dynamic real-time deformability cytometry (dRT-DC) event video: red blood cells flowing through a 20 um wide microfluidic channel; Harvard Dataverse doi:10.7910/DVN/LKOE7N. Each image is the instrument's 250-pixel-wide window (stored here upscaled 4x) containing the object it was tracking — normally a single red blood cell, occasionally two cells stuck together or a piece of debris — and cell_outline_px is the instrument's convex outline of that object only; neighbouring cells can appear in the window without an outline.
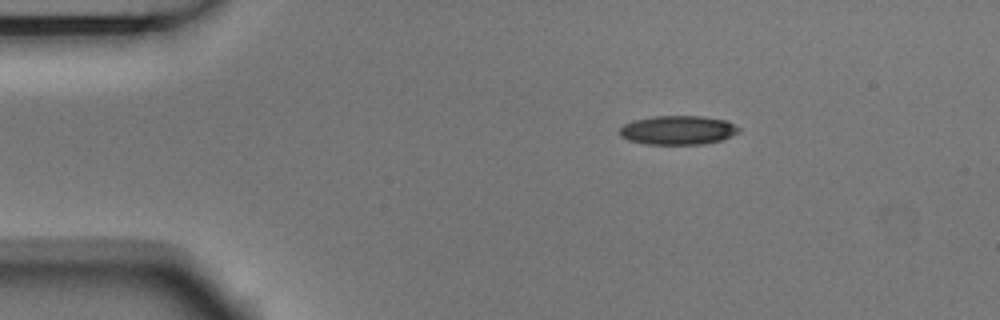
{"species": "Egyptian fruit bat (a non-hibernating species)", "species_latin": "Rousettus aegyptiacus", "temperature_condition": "room temperature", "stored_images_in_passage": 2, "camera_frame_rate_fps": 3000, "um_per_image_px": 0.085, "animal": {"sex": "male"}, "frame": {"image": 1, "passage_image": 1, "time_ms": 0.0, "image_size_px": [1000, 320], "cell_outline_px": [[740, 132], [724, 140], [704, 144], [644, 144], [628, 140], [620, 136], [620, 128], [624, 124], [632, 120], [652, 116], [704, 116], [728, 120], [740, 128]], "centroid_in_image_um": [57.66, 11.06], "position_along_channel_um": 27.3, "area_um2": 20.52}}
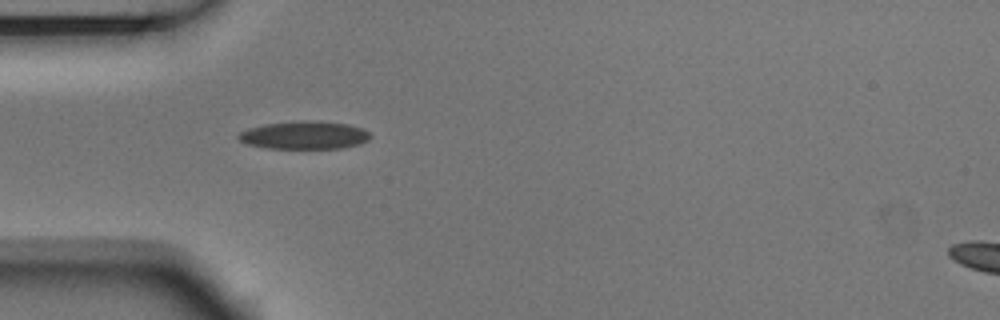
{"frame": {"image": 2, "passage_image": 2, "time_ms": 0.333, "image_size_px": [1000, 320], "cell_outline_px": [[372, 136], [368, 140], [360, 144], [340, 148], [268, 148], [248, 144], [240, 140], [236, 136], [240, 132], [248, 128], [264, 124], [296, 120], [312, 120], [348, 124], [364, 128]], "centroid_in_image_um": [25.88, 11.47], "position_along_channel_um": 59.1, "area_um2": 21.62}}